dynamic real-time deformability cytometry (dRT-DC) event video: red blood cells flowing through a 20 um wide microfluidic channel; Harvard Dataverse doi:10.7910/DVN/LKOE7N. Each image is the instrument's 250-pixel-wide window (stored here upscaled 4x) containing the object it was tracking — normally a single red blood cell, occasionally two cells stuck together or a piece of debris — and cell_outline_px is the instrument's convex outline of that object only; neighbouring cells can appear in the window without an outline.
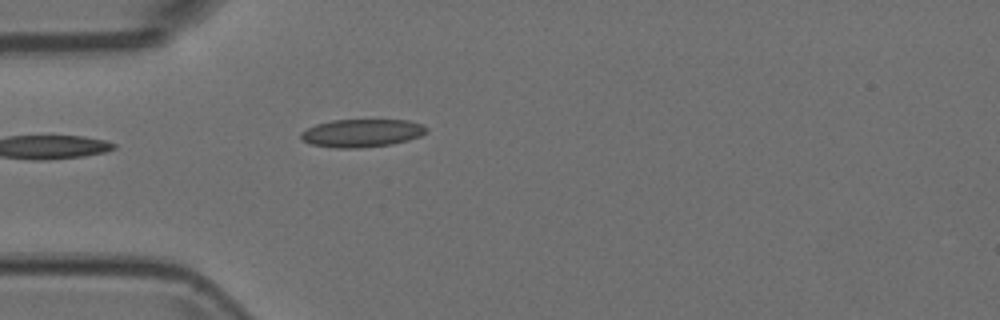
{"species": "Egyptian fruit bat (a non-hibernating species)", "species_latin": "Rousettus aegyptiacus", "temperature_condition": "room temperature", "stored_images_in_passage": 36, "camera_frame_rate_fps": 3000, "um_per_image_px": 0.085, "animal": {"sex": "female"}, "frame": {"image": 1, "passage_image": 1, "time_ms": 0.0, "image_size_px": [1000, 320], "cell_outline_px": [[428, 128], [420, 136], [408, 140], [392, 144], [360, 148], [336, 148], [312, 144], [304, 140], [300, 136], [300, 132], [316, 124], [332, 120], [408, 120], [420, 124]], "centroid_in_image_um": [30.74, 11.31], "position_along_channel_um": 54.3, "area_um2": 20.29}}
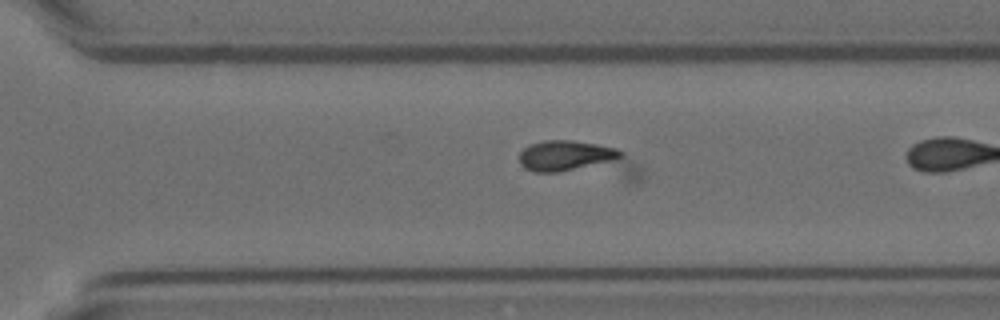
{"frame": {"image": 2, "passage_image": 20, "time_ms": 6.333, "image_size_px": [1000, 320], "cell_outline_px": [[644, 180], [636, 184], [632, 184], [536, 172], [524, 168], [520, 164], [520, 152], [528, 144], [544, 140], [572, 140], [596, 144], [616, 148], [624, 152], [640, 168]], "centroid_in_image_um": [49.35, 13.69], "position_along_channel_um": 321.2, "area_um2": 27.63}}